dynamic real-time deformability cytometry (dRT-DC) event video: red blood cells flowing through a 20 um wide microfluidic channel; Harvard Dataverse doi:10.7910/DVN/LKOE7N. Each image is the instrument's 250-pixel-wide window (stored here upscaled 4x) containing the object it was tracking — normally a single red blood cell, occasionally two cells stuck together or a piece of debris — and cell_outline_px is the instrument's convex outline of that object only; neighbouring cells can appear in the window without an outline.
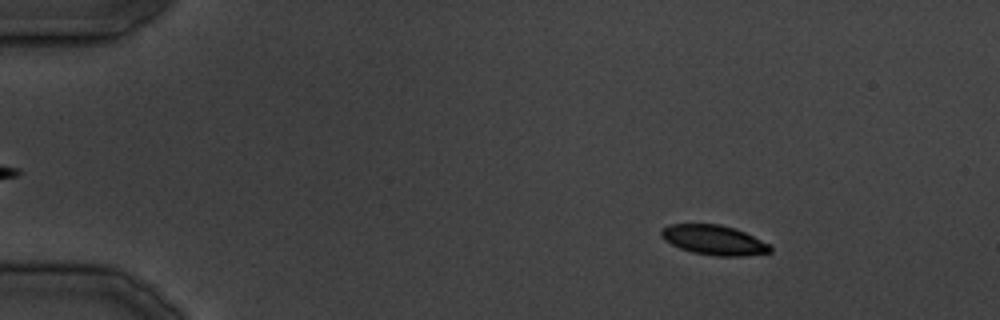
{"species": "common noctule bat (a hibernating species)", "species_latin": "Nyctalus noctula", "temperature_condition": "cold", "stored_images_in_passage": 11, "camera_frame_rate_fps": 3000, "um_per_image_px": 0.085, "animal": {"sex": "male", "body_mass_g": 19.5, "forearm_length_mm": 54.6}, "frame": {"image": 1, "passage_image": 4, "time_ms": 3.667, "image_size_px": [1000, 320], "cell_outline_px": [[772, 252], [744, 256], [716, 256], [692, 252], [680, 248], [664, 240], [660, 236], [660, 232], [668, 224], [720, 224], [736, 228], [768, 244], [772, 248]], "centroid_in_image_um": [60.67, 20.4], "position_along_channel_um": 24.3, "area_um2": 18.84}}